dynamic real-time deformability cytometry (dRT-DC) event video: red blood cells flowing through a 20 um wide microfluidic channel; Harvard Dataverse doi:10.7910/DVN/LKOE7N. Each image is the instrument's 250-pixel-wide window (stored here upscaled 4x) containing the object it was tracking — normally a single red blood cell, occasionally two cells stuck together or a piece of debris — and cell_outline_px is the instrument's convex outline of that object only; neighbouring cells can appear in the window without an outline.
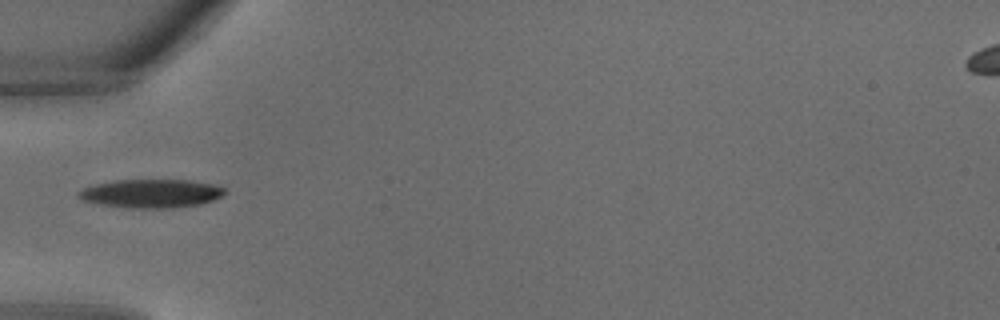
{"species": "common noctule bat (a hibernating species)", "species_latin": "Nyctalus noctula", "temperature_condition": "warm", "stored_images_in_passage": 12, "camera_frame_rate_fps": 3000, "um_per_image_px": 0.085, "animal": {"sex": "male", "body_mass_g": 18.8}, "frame": {"image": 1, "passage_image": 1, "time_ms": 0.0, "image_size_px": [1000, 320], "cell_outline_px": [[224, 192], [220, 196], [212, 200], [200, 204], [172, 208], [132, 208], [100, 204], [80, 200], [76, 196], [76, 192], [84, 188], [96, 184], [116, 180], [192, 180], [216, 184], [224, 188]], "centroid_in_image_um": [12.82, 16.44], "position_along_channel_um": 72.2, "area_um2": 24.33}}
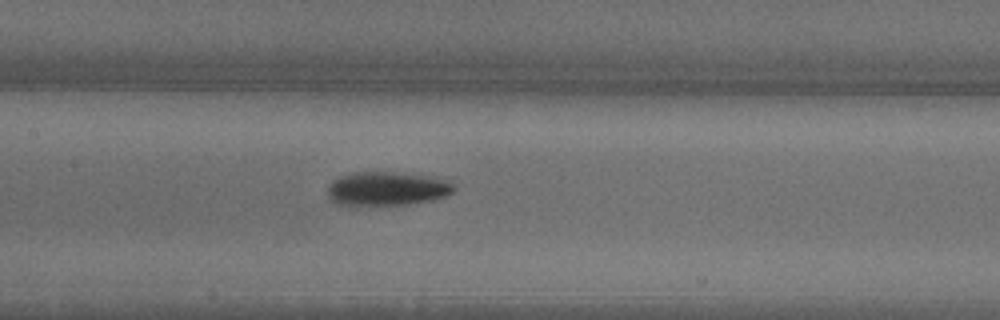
{"frame": {"image": 2, "passage_image": 6, "time_ms": 1.667, "image_size_px": [1000, 320], "cell_outline_px": [[456, 188], [448, 196], [436, 200], [408, 204], [336, 204], [328, 196], [328, 188], [332, 180], [340, 176], [356, 172], [396, 172], [428, 176], [444, 180], [452, 184]], "centroid_in_image_um": [32.92, 16.03], "position_along_channel_um": 174.5, "area_um2": 24.68}}
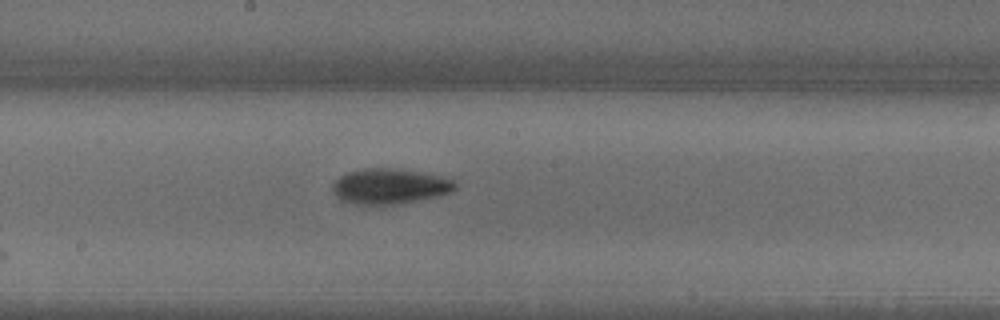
{"frame": {"image": 3, "passage_image": 8, "time_ms": 2.333, "image_size_px": [1000, 320], "cell_outline_px": [[456, 188], [452, 192], [436, 196], [396, 204], [356, 204], [340, 200], [336, 196], [332, 188], [332, 184], [340, 176], [348, 172], [364, 168], [392, 168], [420, 172], [440, 176], [456, 180]], "centroid_in_image_um": [33.12, 15.82], "position_along_channel_um": 215.1, "area_um2": 25.09}}